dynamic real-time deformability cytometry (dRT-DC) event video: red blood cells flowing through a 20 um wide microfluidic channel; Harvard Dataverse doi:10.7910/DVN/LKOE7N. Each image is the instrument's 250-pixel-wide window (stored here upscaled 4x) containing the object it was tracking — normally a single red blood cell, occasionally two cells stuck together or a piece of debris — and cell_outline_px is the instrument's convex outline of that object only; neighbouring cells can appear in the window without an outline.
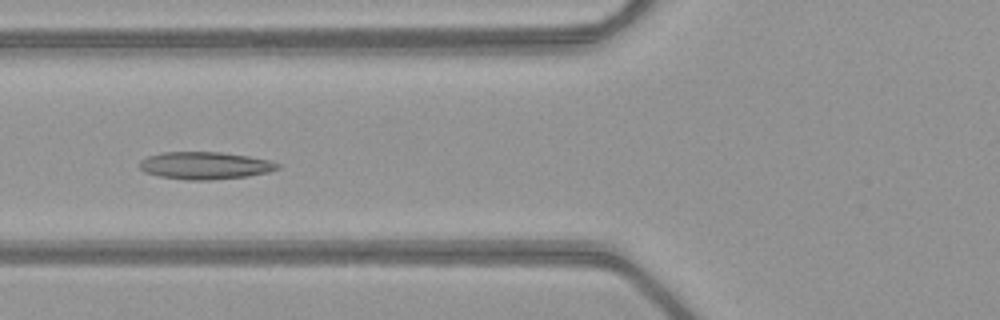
{"species": "common noctule bat (a hibernating species)", "species_latin": "Nyctalus noctula", "temperature_condition": "warm", "stored_images_in_passage": 51, "camera_frame_rate_fps": 3000, "um_per_image_px": 0.085, "animal": {"sex": "female", "body_mass_g": 21.9}, "frame": {"image": 1, "passage_image": 20, "time_ms": 6.333, "image_size_px": [1000, 320], "cell_outline_px": [[280, 168], [268, 172], [248, 176], [212, 180], [184, 180], [160, 176], [144, 172], [140, 168], [140, 160], [148, 156], [160, 152], [220, 152], [248, 156], [268, 160], [280, 164]], "centroid_in_image_um": [17.41, 14.07], "position_along_channel_um": 108.4, "area_um2": 22.08}}
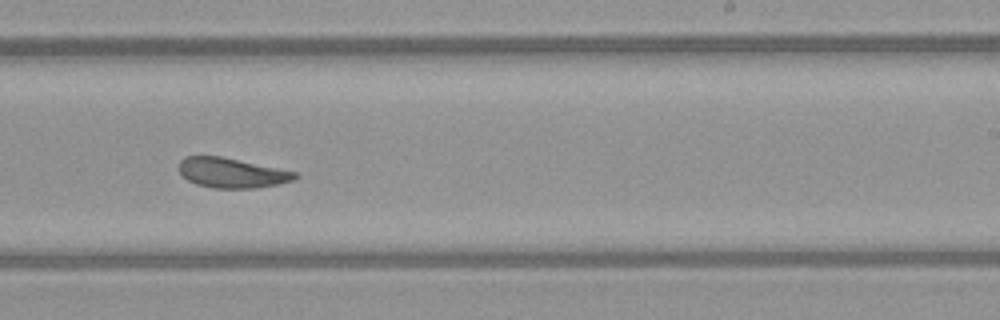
{"frame": {"image": 2, "passage_image": 32, "time_ms": 10.333, "image_size_px": [1000, 320], "cell_outline_px": [[300, 176], [292, 180], [276, 184], [256, 188], [212, 188], [196, 184], [188, 180], [180, 172], [180, 160], [184, 156], [220, 156], [296, 172]], "centroid_in_image_um": [19.68, 14.69], "position_along_channel_um": 269.3, "area_um2": 19.94}}
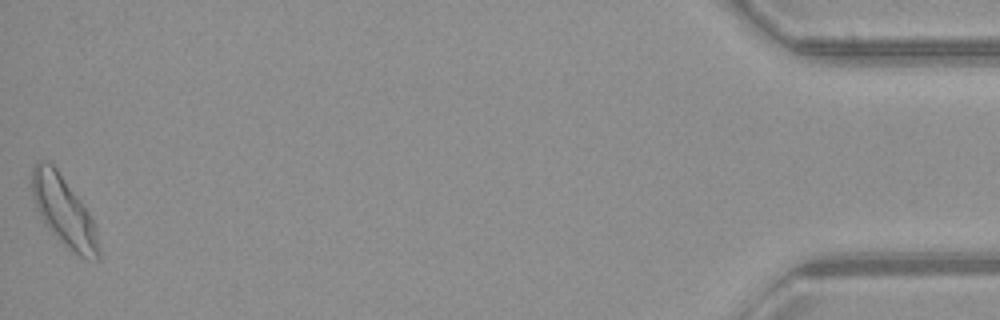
{"frame": {"image": 3, "passage_image": 51, "time_ms": 16.667, "image_size_px": [1000, 320], "cell_outline_px": [[100, 260], [84, 260], [64, 244], [44, 224], [40, 216], [32, 196], [32, 168], [36, 160], [44, 160], [52, 164], [56, 168], [80, 200], [88, 212], [92, 220], [96, 232], [100, 248]], "centroid_in_image_um": [5.42, 17.97], "position_along_channel_um": 429.8, "area_um2": 26.88}, "authors_computed_cell_mechanics": {"area_um2": 22.0218, "velocity_mm_per_s": 4.0247, "shape_relaxation_time_tau1_ms": 3.3802, "shape_relaxation_time_tau2_ms": 2.4843, "deformation_change_tau1": 0.1363, "deformation_change_tau2": 0.1008}}